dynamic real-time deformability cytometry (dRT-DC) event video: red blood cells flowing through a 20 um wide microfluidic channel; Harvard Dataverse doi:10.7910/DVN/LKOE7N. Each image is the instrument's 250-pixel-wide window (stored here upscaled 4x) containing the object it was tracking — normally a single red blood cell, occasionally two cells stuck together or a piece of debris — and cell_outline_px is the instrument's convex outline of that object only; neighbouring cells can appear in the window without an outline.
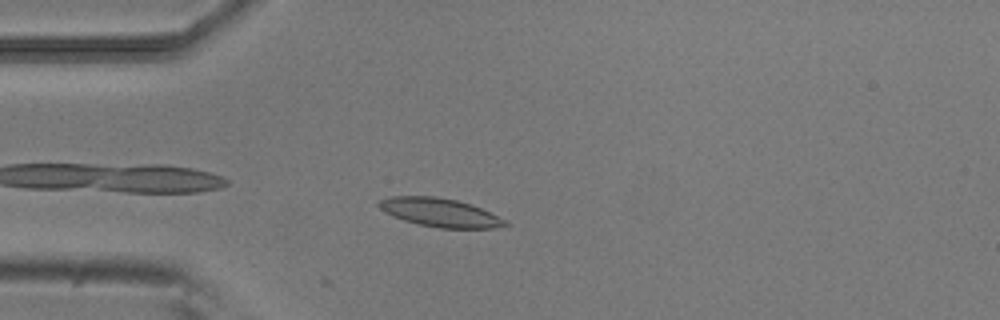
{"species": "common noctule bat (a hibernating species)", "species_latin": "Nyctalus noctula", "temperature_condition": "room temperature", "stored_images_in_passage": 5, "camera_frame_rate_fps": 3000, "um_per_image_px": 0.085, "animal": {"sex": "male", "body_mass_g": 20.5, "forearm_length_mm": 52.5}, "frame": {"image": 1, "passage_image": 3, "time_ms": 0.667, "image_size_px": [1000, 320], "cell_outline_px": [[508, 224], [496, 228], [440, 228], [420, 224], [404, 220], [392, 216], [384, 212], [376, 204], [380, 200], [392, 196], [436, 196], [456, 200], [472, 204], [504, 220]], "centroid_in_image_um": [37.34, 18.05], "position_along_channel_um": 47.7, "area_um2": 20.75}}